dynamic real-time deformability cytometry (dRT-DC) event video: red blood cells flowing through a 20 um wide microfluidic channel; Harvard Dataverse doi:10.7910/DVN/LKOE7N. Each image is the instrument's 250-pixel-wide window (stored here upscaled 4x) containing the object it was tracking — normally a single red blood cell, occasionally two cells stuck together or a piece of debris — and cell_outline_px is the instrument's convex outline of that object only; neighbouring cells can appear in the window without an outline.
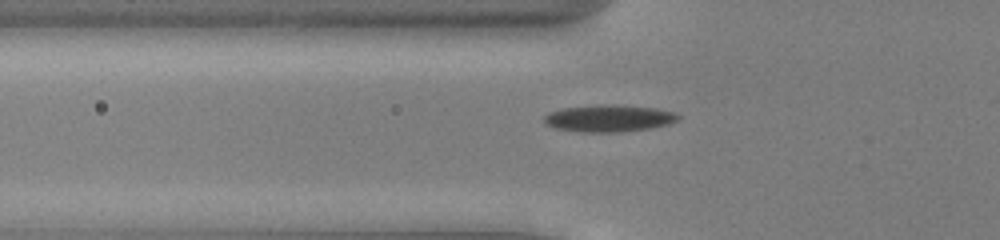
{"species": "common noctule bat (a hibernating species)", "species_latin": "Nyctalus noctula", "temperature_condition": "cold", "stored_images_in_passage": 36, "camera_frame_rate_fps": 3000, "um_per_image_px": 0.085, "animal": {"sex": "male", "body_mass_g": 13.0, "forearm_length_mm": 53.1}, "frame": {"image": 1, "passage_image": 2, "time_ms": 0.333, "image_size_px": [1000, 240], "cell_outline_px": [[680, 116], [676, 120], [668, 124], [652, 128], [620, 132], [580, 132], [556, 128], [548, 124], [544, 120], [544, 116], [548, 112], [564, 108], [600, 104], [612, 104], [656, 108], [676, 112]], "centroid_in_image_um": [51.78, 10.05], "position_along_channel_um": 74.0, "area_um2": 21.1}}
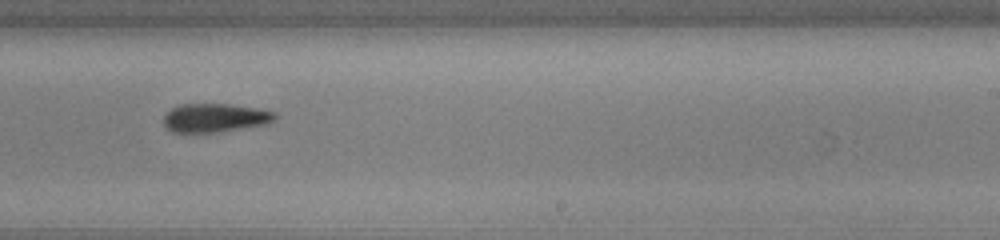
{"frame": {"image": 2, "passage_image": 17, "time_ms": 5.333, "image_size_px": [1000, 240], "cell_outline_px": [[280, 116], [276, 120], [268, 124], [216, 132], [172, 132], [164, 128], [164, 116], [172, 108], [180, 104], [228, 104], [256, 108], [276, 112]], "centroid_in_image_um": [18.31, 10.01], "position_along_channel_um": 270.7, "area_um2": 18.73}}
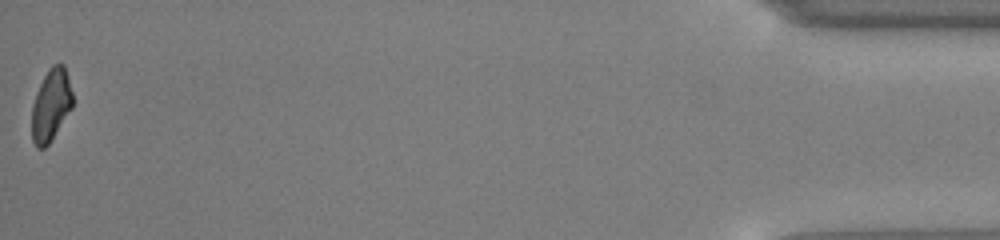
{"frame": {"image": 3, "passage_image": 36, "time_ms": 11.667, "image_size_px": [1000, 240], "cell_outline_px": [[72, 108], [48, 144], [44, 148], [36, 148], [32, 140], [32, 104], [36, 92], [48, 68], [52, 64], [64, 64], [72, 92]], "centroid_in_image_um": [4.32, 8.92], "position_along_channel_um": 430.9, "area_um2": 17.05}}